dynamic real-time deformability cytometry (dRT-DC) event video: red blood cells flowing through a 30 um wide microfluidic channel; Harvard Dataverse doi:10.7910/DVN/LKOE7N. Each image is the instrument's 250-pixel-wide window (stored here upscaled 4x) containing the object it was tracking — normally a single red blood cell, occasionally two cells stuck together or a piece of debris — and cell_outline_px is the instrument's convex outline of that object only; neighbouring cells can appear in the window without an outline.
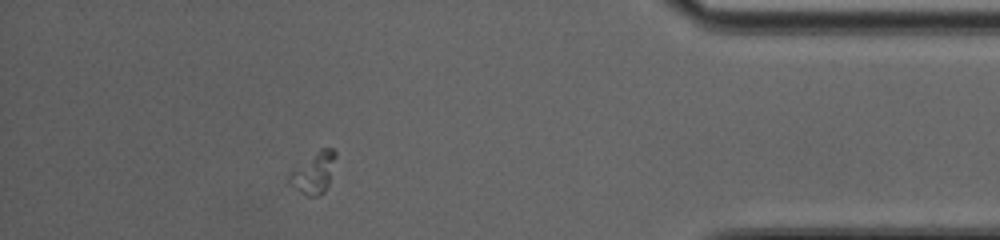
{"species": "common noctule bat (a hibernating species)", "species_latin": "Nyctalus noctula", "temperature_condition": "cold", "stored_images_in_passage": 37, "camera_frame_rate_fps": 3000, "um_per_image_px": 0.085, "animal": {"sex": "female", "body_mass_g": 20.0, "forearm_length_mm": 54.0}, "frame": {"image": 1, "passage_image": 32, "time_ms": 10.333, "image_size_px": [1000, 240], "cell_outline_px": [[336, 156], [328, 184], [324, 192], [320, 196], [308, 196], [300, 192], [284, 180], [288, 172], [320, 148], [332, 148], [336, 152]], "centroid_in_image_um": [26.61, 14.69], "position_along_channel_um": 408.6, "area_um2": 11.33}}